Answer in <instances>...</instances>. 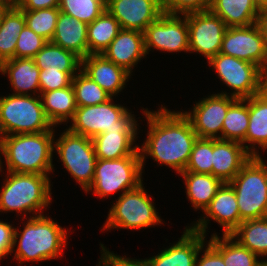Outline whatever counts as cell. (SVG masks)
<instances>
[{"label":"cell","mask_w":267,"mask_h":266,"mask_svg":"<svg viewBox=\"0 0 267 266\" xmlns=\"http://www.w3.org/2000/svg\"><path fill=\"white\" fill-rule=\"evenodd\" d=\"M141 110L148 127L145 141L138 145L143 173L150 157L158 166L172 168L179 175L198 138L191 122L181 110H171L163 104L156 111L144 107Z\"/></svg>","instance_id":"6da1fadb"},{"label":"cell","mask_w":267,"mask_h":266,"mask_svg":"<svg viewBox=\"0 0 267 266\" xmlns=\"http://www.w3.org/2000/svg\"><path fill=\"white\" fill-rule=\"evenodd\" d=\"M47 215L24 218L22 230L15 227L11 255L18 266L63 258L71 231Z\"/></svg>","instance_id":"7a4b0ae2"},{"label":"cell","mask_w":267,"mask_h":266,"mask_svg":"<svg viewBox=\"0 0 267 266\" xmlns=\"http://www.w3.org/2000/svg\"><path fill=\"white\" fill-rule=\"evenodd\" d=\"M55 130L1 136L0 171L52 175Z\"/></svg>","instance_id":"3957f363"},{"label":"cell","mask_w":267,"mask_h":266,"mask_svg":"<svg viewBox=\"0 0 267 266\" xmlns=\"http://www.w3.org/2000/svg\"><path fill=\"white\" fill-rule=\"evenodd\" d=\"M0 174L5 175L0 188V213L14 211L16 217L24 219L42 215L51 208L53 176L3 171Z\"/></svg>","instance_id":"277c9868"},{"label":"cell","mask_w":267,"mask_h":266,"mask_svg":"<svg viewBox=\"0 0 267 266\" xmlns=\"http://www.w3.org/2000/svg\"><path fill=\"white\" fill-rule=\"evenodd\" d=\"M152 199H154L152 194L151 196L148 194L143 183L135 189L124 192L112 201L113 205L110 206L101 232H111L113 229L140 231L161 226L164 222L156 211V204Z\"/></svg>","instance_id":"5b68a950"},{"label":"cell","mask_w":267,"mask_h":266,"mask_svg":"<svg viewBox=\"0 0 267 266\" xmlns=\"http://www.w3.org/2000/svg\"><path fill=\"white\" fill-rule=\"evenodd\" d=\"M143 169L139 148L130 156L113 160H96L94 179L85 191L101 200L137 188L143 181ZM122 192V193H121Z\"/></svg>","instance_id":"8992f818"},{"label":"cell","mask_w":267,"mask_h":266,"mask_svg":"<svg viewBox=\"0 0 267 266\" xmlns=\"http://www.w3.org/2000/svg\"><path fill=\"white\" fill-rule=\"evenodd\" d=\"M114 100L115 98L111 97L98 105L77 107L73 119L66 128L90 138L106 131L139 130L141 117L136 118L137 115H134V111L129 110L127 105L125 107L120 103L116 104Z\"/></svg>","instance_id":"52a82bcc"},{"label":"cell","mask_w":267,"mask_h":266,"mask_svg":"<svg viewBox=\"0 0 267 266\" xmlns=\"http://www.w3.org/2000/svg\"><path fill=\"white\" fill-rule=\"evenodd\" d=\"M263 156H252L229 184L236 193L240 224L267 217V163Z\"/></svg>","instance_id":"ba28073f"},{"label":"cell","mask_w":267,"mask_h":266,"mask_svg":"<svg viewBox=\"0 0 267 266\" xmlns=\"http://www.w3.org/2000/svg\"><path fill=\"white\" fill-rule=\"evenodd\" d=\"M54 128L40 95H0V135L41 133Z\"/></svg>","instance_id":"9c48e42d"},{"label":"cell","mask_w":267,"mask_h":266,"mask_svg":"<svg viewBox=\"0 0 267 266\" xmlns=\"http://www.w3.org/2000/svg\"><path fill=\"white\" fill-rule=\"evenodd\" d=\"M54 137V152L71 178L85 192L92 184L96 154L92 139L65 128Z\"/></svg>","instance_id":"30bf717a"},{"label":"cell","mask_w":267,"mask_h":266,"mask_svg":"<svg viewBox=\"0 0 267 266\" xmlns=\"http://www.w3.org/2000/svg\"><path fill=\"white\" fill-rule=\"evenodd\" d=\"M211 69L215 70L217 77L229 92L217 93L245 99L258 94L259 67L238 58L218 53L206 62Z\"/></svg>","instance_id":"8fae6325"},{"label":"cell","mask_w":267,"mask_h":266,"mask_svg":"<svg viewBox=\"0 0 267 266\" xmlns=\"http://www.w3.org/2000/svg\"><path fill=\"white\" fill-rule=\"evenodd\" d=\"M144 34L146 55L158 50L162 53H189V30L186 15L163 13L150 23Z\"/></svg>","instance_id":"7c38bea8"},{"label":"cell","mask_w":267,"mask_h":266,"mask_svg":"<svg viewBox=\"0 0 267 266\" xmlns=\"http://www.w3.org/2000/svg\"><path fill=\"white\" fill-rule=\"evenodd\" d=\"M237 98L220 93H210L193 103L189 111L181 109L189 119L198 138L221 139L223 121L229 106Z\"/></svg>","instance_id":"4fadbf2b"},{"label":"cell","mask_w":267,"mask_h":266,"mask_svg":"<svg viewBox=\"0 0 267 266\" xmlns=\"http://www.w3.org/2000/svg\"><path fill=\"white\" fill-rule=\"evenodd\" d=\"M189 30V53L205 57L208 62L220 53L227 29L225 22L210 10L186 14Z\"/></svg>","instance_id":"5bb4252c"},{"label":"cell","mask_w":267,"mask_h":266,"mask_svg":"<svg viewBox=\"0 0 267 266\" xmlns=\"http://www.w3.org/2000/svg\"><path fill=\"white\" fill-rule=\"evenodd\" d=\"M200 215L198 220L187 224L191 230L206 236L210 221L213 220L220 225L222 235H230L240 225L239 208L233 187L229 183H223Z\"/></svg>","instance_id":"9a60e30c"},{"label":"cell","mask_w":267,"mask_h":266,"mask_svg":"<svg viewBox=\"0 0 267 266\" xmlns=\"http://www.w3.org/2000/svg\"><path fill=\"white\" fill-rule=\"evenodd\" d=\"M220 53L262 66L267 61V44L259 26L227 27Z\"/></svg>","instance_id":"2e32d148"},{"label":"cell","mask_w":267,"mask_h":266,"mask_svg":"<svg viewBox=\"0 0 267 266\" xmlns=\"http://www.w3.org/2000/svg\"><path fill=\"white\" fill-rule=\"evenodd\" d=\"M106 10L122 29L140 32L163 14L161 0H106Z\"/></svg>","instance_id":"e0dca14e"},{"label":"cell","mask_w":267,"mask_h":266,"mask_svg":"<svg viewBox=\"0 0 267 266\" xmlns=\"http://www.w3.org/2000/svg\"><path fill=\"white\" fill-rule=\"evenodd\" d=\"M207 243V236L191 230L187 225L178 240L148 256L151 266H195L199 250Z\"/></svg>","instance_id":"ac0fdd59"},{"label":"cell","mask_w":267,"mask_h":266,"mask_svg":"<svg viewBox=\"0 0 267 266\" xmlns=\"http://www.w3.org/2000/svg\"><path fill=\"white\" fill-rule=\"evenodd\" d=\"M81 70L116 98L127 87L132 75L123 67L106 59L102 54H90L81 60Z\"/></svg>","instance_id":"d6986e66"},{"label":"cell","mask_w":267,"mask_h":266,"mask_svg":"<svg viewBox=\"0 0 267 266\" xmlns=\"http://www.w3.org/2000/svg\"><path fill=\"white\" fill-rule=\"evenodd\" d=\"M102 55L133 76L136 65L147 58L143 32L122 29Z\"/></svg>","instance_id":"ffe728a7"},{"label":"cell","mask_w":267,"mask_h":266,"mask_svg":"<svg viewBox=\"0 0 267 266\" xmlns=\"http://www.w3.org/2000/svg\"><path fill=\"white\" fill-rule=\"evenodd\" d=\"M252 155L237 141L213 139L212 175L229 183Z\"/></svg>","instance_id":"44dd1931"},{"label":"cell","mask_w":267,"mask_h":266,"mask_svg":"<svg viewBox=\"0 0 267 266\" xmlns=\"http://www.w3.org/2000/svg\"><path fill=\"white\" fill-rule=\"evenodd\" d=\"M0 74L7 76L10 83L11 94L40 95L39 74L40 69L34 59L12 58L0 64Z\"/></svg>","instance_id":"7402d4cb"},{"label":"cell","mask_w":267,"mask_h":266,"mask_svg":"<svg viewBox=\"0 0 267 266\" xmlns=\"http://www.w3.org/2000/svg\"><path fill=\"white\" fill-rule=\"evenodd\" d=\"M140 130H113L94 136L92 143L98 159L113 160L132 155L138 149Z\"/></svg>","instance_id":"603a6c76"},{"label":"cell","mask_w":267,"mask_h":266,"mask_svg":"<svg viewBox=\"0 0 267 266\" xmlns=\"http://www.w3.org/2000/svg\"><path fill=\"white\" fill-rule=\"evenodd\" d=\"M87 26L60 11L51 42L73 52L82 60L88 56Z\"/></svg>","instance_id":"cb8c5ba5"},{"label":"cell","mask_w":267,"mask_h":266,"mask_svg":"<svg viewBox=\"0 0 267 266\" xmlns=\"http://www.w3.org/2000/svg\"><path fill=\"white\" fill-rule=\"evenodd\" d=\"M249 125L245 137V149L252 156L267 152V99L258 94L248 98ZM260 150V151H259Z\"/></svg>","instance_id":"d4e9b609"},{"label":"cell","mask_w":267,"mask_h":266,"mask_svg":"<svg viewBox=\"0 0 267 266\" xmlns=\"http://www.w3.org/2000/svg\"><path fill=\"white\" fill-rule=\"evenodd\" d=\"M179 176L184 180L186 198L195 212H203L223 184L211 174L183 171Z\"/></svg>","instance_id":"484cf974"},{"label":"cell","mask_w":267,"mask_h":266,"mask_svg":"<svg viewBox=\"0 0 267 266\" xmlns=\"http://www.w3.org/2000/svg\"><path fill=\"white\" fill-rule=\"evenodd\" d=\"M260 9L256 0H212L209 10L227 27H238L256 23Z\"/></svg>","instance_id":"4316f807"},{"label":"cell","mask_w":267,"mask_h":266,"mask_svg":"<svg viewBox=\"0 0 267 266\" xmlns=\"http://www.w3.org/2000/svg\"><path fill=\"white\" fill-rule=\"evenodd\" d=\"M43 110L52 125H66L73 119L77 109L74 89L71 86L40 94Z\"/></svg>","instance_id":"83f0119b"},{"label":"cell","mask_w":267,"mask_h":266,"mask_svg":"<svg viewBox=\"0 0 267 266\" xmlns=\"http://www.w3.org/2000/svg\"><path fill=\"white\" fill-rule=\"evenodd\" d=\"M25 26L24 12L14 3L0 12V64L15 58L17 37Z\"/></svg>","instance_id":"f1b7e54d"},{"label":"cell","mask_w":267,"mask_h":266,"mask_svg":"<svg viewBox=\"0 0 267 266\" xmlns=\"http://www.w3.org/2000/svg\"><path fill=\"white\" fill-rule=\"evenodd\" d=\"M207 242L222 256L225 266H262L255 253L240 245L230 235L219 236L215 231Z\"/></svg>","instance_id":"f546056e"},{"label":"cell","mask_w":267,"mask_h":266,"mask_svg":"<svg viewBox=\"0 0 267 266\" xmlns=\"http://www.w3.org/2000/svg\"><path fill=\"white\" fill-rule=\"evenodd\" d=\"M230 236L262 261H267V217L243 221Z\"/></svg>","instance_id":"4dcf8cb0"},{"label":"cell","mask_w":267,"mask_h":266,"mask_svg":"<svg viewBox=\"0 0 267 266\" xmlns=\"http://www.w3.org/2000/svg\"><path fill=\"white\" fill-rule=\"evenodd\" d=\"M121 30L118 20L105 10L87 26L88 55L102 54Z\"/></svg>","instance_id":"1f68e13d"},{"label":"cell","mask_w":267,"mask_h":266,"mask_svg":"<svg viewBox=\"0 0 267 266\" xmlns=\"http://www.w3.org/2000/svg\"><path fill=\"white\" fill-rule=\"evenodd\" d=\"M33 59L40 70L48 67L50 69L60 68L61 72H79L81 70V59L77 55L51 41L47 42Z\"/></svg>","instance_id":"d6a6232c"},{"label":"cell","mask_w":267,"mask_h":266,"mask_svg":"<svg viewBox=\"0 0 267 266\" xmlns=\"http://www.w3.org/2000/svg\"><path fill=\"white\" fill-rule=\"evenodd\" d=\"M248 125V98L236 99L229 106L223 121L222 140L237 141L245 148V137Z\"/></svg>","instance_id":"836d02e7"},{"label":"cell","mask_w":267,"mask_h":266,"mask_svg":"<svg viewBox=\"0 0 267 266\" xmlns=\"http://www.w3.org/2000/svg\"><path fill=\"white\" fill-rule=\"evenodd\" d=\"M77 107L93 106L108 101L111 96L80 70L72 79Z\"/></svg>","instance_id":"e575fe53"},{"label":"cell","mask_w":267,"mask_h":266,"mask_svg":"<svg viewBox=\"0 0 267 266\" xmlns=\"http://www.w3.org/2000/svg\"><path fill=\"white\" fill-rule=\"evenodd\" d=\"M25 16V25L47 42L53 38L59 16V8H43L40 10H22Z\"/></svg>","instance_id":"d590c367"},{"label":"cell","mask_w":267,"mask_h":266,"mask_svg":"<svg viewBox=\"0 0 267 266\" xmlns=\"http://www.w3.org/2000/svg\"><path fill=\"white\" fill-rule=\"evenodd\" d=\"M59 10L86 24L106 10V0H60Z\"/></svg>","instance_id":"8d00e7d4"},{"label":"cell","mask_w":267,"mask_h":266,"mask_svg":"<svg viewBox=\"0 0 267 266\" xmlns=\"http://www.w3.org/2000/svg\"><path fill=\"white\" fill-rule=\"evenodd\" d=\"M213 139L197 138L184 171L212 175Z\"/></svg>","instance_id":"74e56055"},{"label":"cell","mask_w":267,"mask_h":266,"mask_svg":"<svg viewBox=\"0 0 267 266\" xmlns=\"http://www.w3.org/2000/svg\"><path fill=\"white\" fill-rule=\"evenodd\" d=\"M46 43L47 41L43 37L25 25L17 37L15 58L33 59Z\"/></svg>","instance_id":"f35d334b"},{"label":"cell","mask_w":267,"mask_h":266,"mask_svg":"<svg viewBox=\"0 0 267 266\" xmlns=\"http://www.w3.org/2000/svg\"><path fill=\"white\" fill-rule=\"evenodd\" d=\"M77 73L78 72H61L60 68L50 69V67L40 70V94L71 86L72 79Z\"/></svg>","instance_id":"ab89813d"},{"label":"cell","mask_w":267,"mask_h":266,"mask_svg":"<svg viewBox=\"0 0 267 266\" xmlns=\"http://www.w3.org/2000/svg\"><path fill=\"white\" fill-rule=\"evenodd\" d=\"M212 0H161L162 12L172 15H186L208 11Z\"/></svg>","instance_id":"60d3db41"},{"label":"cell","mask_w":267,"mask_h":266,"mask_svg":"<svg viewBox=\"0 0 267 266\" xmlns=\"http://www.w3.org/2000/svg\"><path fill=\"white\" fill-rule=\"evenodd\" d=\"M100 254L99 261L96 266H151L147 258H131L127 255L121 256L115 254L113 251H110L107 246H104L103 243H100Z\"/></svg>","instance_id":"b9f144b4"},{"label":"cell","mask_w":267,"mask_h":266,"mask_svg":"<svg viewBox=\"0 0 267 266\" xmlns=\"http://www.w3.org/2000/svg\"><path fill=\"white\" fill-rule=\"evenodd\" d=\"M13 222H7L0 219V263L3 261V258L10 257L12 247H13V239H14V231L15 225Z\"/></svg>","instance_id":"7bdbcfd3"},{"label":"cell","mask_w":267,"mask_h":266,"mask_svg":"<svg viewBox=\"0 0 267 266\" xmlns=\"http://www.w3.org/2000/svg\"><path fill=\"white\" fill-rule=\"evenodd\" d=\"M195 266H225V263L222 256L207 242L199 250Z\"/></svg>","instance_id":"ee69618b"},{"label":"cell","mask_w":267,"mask_h":266,"mask_svg":"<svg viewBox=\"0 0 267 266\" xmlns=\"http://www.w3.org/2000/svg\"><path fill=\"white\" fill-rule=\"evenodd\" d=\"M60 0H13L21 10H40L43 8L59 7Z\"/></svg>","instance_id":"f6af8a7d"},{"label":"cell","mask_w":267,"mask_h":266,"mask_svg":"<svg viewBox=\"0 0 267 266\" xmlns=\"http://www.w3.org/2000/svg\"><path fill=\"white\" fill-rule=\"evenodd\" d=\"M258 95L267 98V61L259 66Z\"/></svg>","instance_id":"bcb514c9"},{"label":"cell","mask_w":267,"mask_h":266,"mask_svg":"<svg viewBox=\"0 0 267 266\" xmlns=\"http://www.w3.org/2000/svg\"><path fill=\"white\" fill-rule=\"evenodd\" d=\"M256 23L259 26L262 36L265 38L267 44V6L261 7Z\"/></svg>","instance_id":"7dc6e473"},{"label":"cell","mask_w":267,"mask_h":266,"mask_svg":"<svg viewBox=\"0 0 267 266\" xmlns=\"http://www.w3.org/2000/svg\"><path fill=\"white\" fill-rule=\"evenodd\" d=\"M13 4V0H0V9H5Z\"/></svg>","instance_id":"c3c4849f"},{"label":"cell","mask_w":267,"mask_h":266,"mask_svg":"<svg viewBox=\"0 0 267 266\" xmlns=\"http://www.w3.org/2000/svg\"><path fill=\"white\" fill-rule=\"evenodd\" d=\"M256 3L258 4L260 8L267 6V0H256Z\"/></svg>","instance_id":"681fc988"},{"label":"cell","mask_w":267,"mask_h":266,"mask_svg":"<svg viewBox=\"0 0 267 266\" xmlns=\"http://www.w3.org/2000/svg\"><path fill=\"white\" fill-rule=\"evenodd\" d=\"M262 266H267V261L262 264Z\"/></svg>","instance_id":"f907efd6"},{"label":"cell","mask_w":267,"mask_h":266,"mask_svg":"<svg viewBox=\"0 0 267 266\" xmlns=\"http://www.w3.org/2000/svg\"><path fill=\"white\" fill-rule=\"evenodd\" d=\"M0 151H1V135H0Z\"/></svg>","instance_id":"816d5d0a"}]
</instances>
